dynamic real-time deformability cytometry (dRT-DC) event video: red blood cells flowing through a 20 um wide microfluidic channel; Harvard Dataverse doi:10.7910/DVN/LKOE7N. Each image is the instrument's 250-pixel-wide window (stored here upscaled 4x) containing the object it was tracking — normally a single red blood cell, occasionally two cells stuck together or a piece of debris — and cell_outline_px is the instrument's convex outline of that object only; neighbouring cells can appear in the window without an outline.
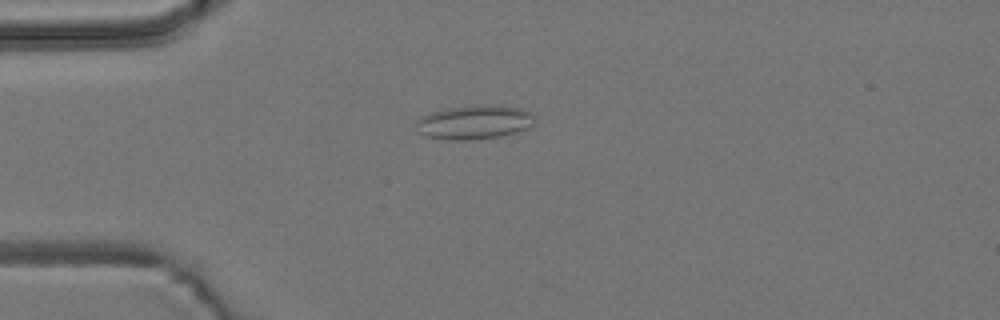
{"species": "common noctule bat (a hibernating species)", "species_latin": "Nyctalus noctula", "temperature_condition": "room temperature", "stored_images_in_passage": 49, "camera_frame_rate_fps": 3000, "um_per_image_px": 0.085, "animal": {"sex": "male", "body_mass_g": 19.2, "forearm_length_mm": 51.8}, "frame": {"image": 1, "passage_image": 12, "time_ms": 3.667, "image_size_px": [1000, 320], "cell_outline_px": [[536, 120], [532, 124], [516, 132], [500, 136], [472, 140], [448, 140], [424, 136], [416, 132], [416, 120], [420, 116], [444, 108], [480, 104], [496, 104], [520, 108], [532, 112], [536, 116]], "centroid_in_image_um": [40.28, 10.37], "position_along_channel_um": 44.7, "area_um2": 24.04}}
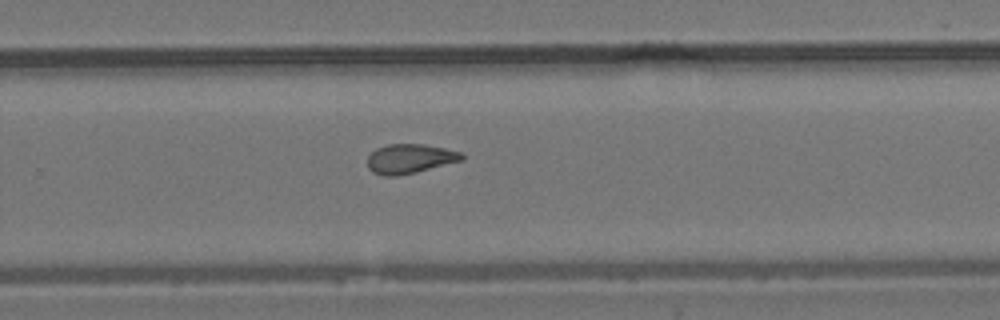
{"frame": {"image": 2, "passage_image": 33, "time_ms": 10.667, "image_size_px": [1000, 320], "cell_outline_px": [[464, 160], [416, 172], [396, 176], [384, 176], [372, 172], [368, 168], [368, 156], [376, 148], [388, 144], [424, 144], [444, 148], [460, 152], [464, 156]], "centroid_in_image_um": [34.83, 13.49], "position_along_channel_um": 295.0, "area_um2": 16.18}}
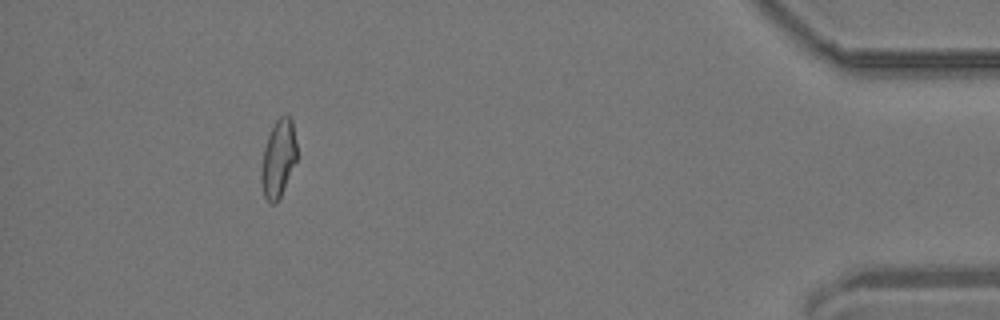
{"frame": {"image": 3, "passage_image": 47, "time_ms": 15.333, "image_size_px": [1000, 320], "cell_outline_px": [[296, 160], [280, 196], [276, 204], [268, 204], [264, 196], [260, 180], [260, 168], [264, 148], [268, 136], [276, 120], [280, 116], [288, 112], [292, 116], [296, 144]], "centroid_in_image_um": [23.64, 13.45], "position_along_channel_um": 411.6, "area_um2": 16.24}}